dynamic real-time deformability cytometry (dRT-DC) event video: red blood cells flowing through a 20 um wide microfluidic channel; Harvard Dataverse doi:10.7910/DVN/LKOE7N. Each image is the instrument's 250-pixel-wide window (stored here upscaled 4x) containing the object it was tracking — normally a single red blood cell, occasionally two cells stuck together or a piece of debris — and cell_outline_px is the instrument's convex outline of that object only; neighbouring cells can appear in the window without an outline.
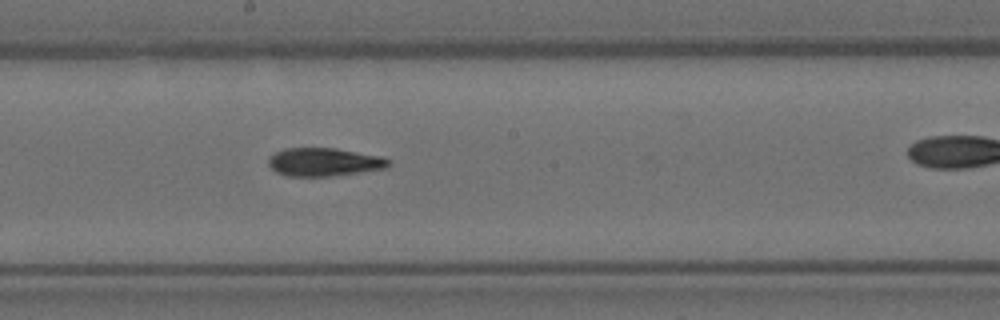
{"species": "Egyptian fruit bat (a non-hibernating species)", "species_latin": "Rousettus aegyptiacus", "temperature_condition": "room temperature", "stored_images_in_passage": 11, "segment_of_instrument_passage": [1, 2], "camera_frame_rate_fps": 3000, "um_per_image_px": 0.085, "animal": {"sex": "female"}, "frame": {"image": 1, "passage_image": 10, "time_ms": 3.0, "image_size_px": [1000, 320], "cell_outline_px": [[392, 164], [388, 168], [360, 172], [328, 176], [288, 176], [276, 172], [268, 164], [268, 156], [284, 148], [336, 148], [380, 156], [392, 160]], "centroid_in_image_um": [27.57, 13.77], "position_along_channel_um": 220.6, "area_um2": 19.88}}